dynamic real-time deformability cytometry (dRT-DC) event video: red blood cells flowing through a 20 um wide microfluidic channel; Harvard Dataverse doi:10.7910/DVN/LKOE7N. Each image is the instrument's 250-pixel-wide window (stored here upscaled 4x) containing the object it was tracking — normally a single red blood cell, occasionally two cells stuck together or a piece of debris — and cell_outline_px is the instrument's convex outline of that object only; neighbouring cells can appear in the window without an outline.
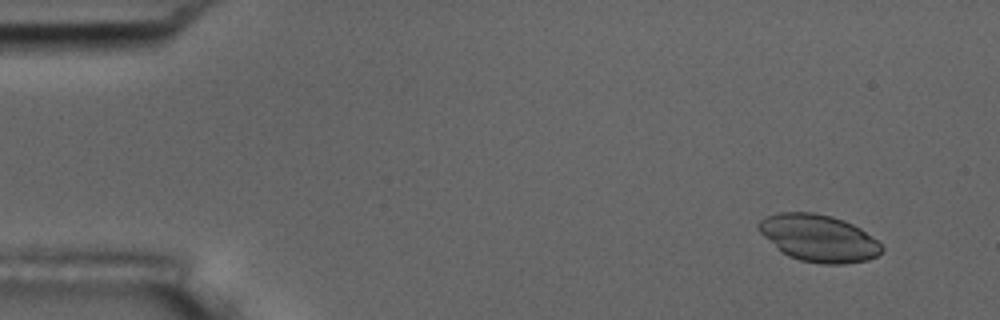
{"species": "common noctule bat (a hibernating species)", "species_latin": "Nyctalus noctula", "temperature_condition": "room temperature", "stored_images_in_passage": 14, "camera_frame_rate_fps": 3000, "um_per_image_px": 0.085, "animal": {"sex": "male", "body_mass_g": 17.5, "forearm_length_mm": 52.3}, "frame": {"image": 1, "passage_image": 1, "time_ms": 0.0, "image_size_px": [1000, 320], "cell_outline_px": [[884, 248], [876, 256], [868, 260], [844, 264], [824, 264], [800, 260], [788, 256], [780, 252], [756, 228], [756, 224], [760, 220], [776, 212], [812, 212], [832, 216], [844, 220], [860, 228], [876, 240]], "centroid_in_image_um": [69.55, 20.24], "position_along_channel_um": 15.4, "area_um2": 33.76}}